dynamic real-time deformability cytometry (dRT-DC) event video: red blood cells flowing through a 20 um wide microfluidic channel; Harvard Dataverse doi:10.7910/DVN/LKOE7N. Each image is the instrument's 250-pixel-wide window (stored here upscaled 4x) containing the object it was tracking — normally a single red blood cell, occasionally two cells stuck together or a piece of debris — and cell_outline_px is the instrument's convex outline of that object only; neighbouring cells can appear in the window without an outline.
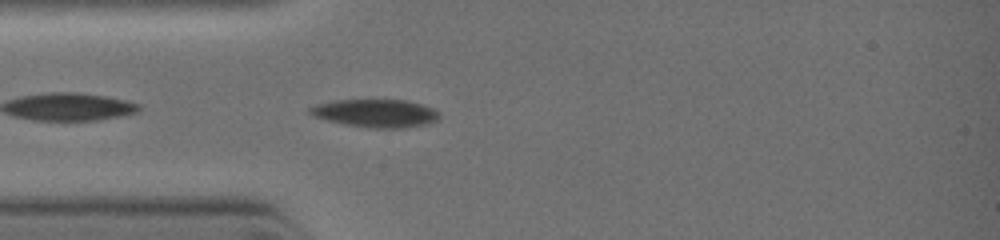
{"species": "common noctule bat (a hibernating species)", "species_latin": "Nyctalus noctula", "temperature_condition": "warm", "stored_images_in_passage": 24, "camera_frame_rate_fps": 3000, "um_per_image_px": 0.085, "animal": {"sex": "female", "body_mass_g": 19.0, "forearm_length_mm": 51.5}, "frame": {"image": 1, "passage_image": 8, "time_ms": 2.333, "image_size_px": [1000, 240], "cell_outline_px": [[440, 116], [436, 120], [424, 124], [404, 128], [372, 128], [344, 124], [328, 120], [316, 116], [308, 112], [308, 108], [316, 104], [332, 100], [404, 100], [420, 104], [432, 108], [440, 112]], "centroid_in_image_um": [31.92, 9.62], "position_along_channel_um": 53.1, "area_um2": 20.92}}
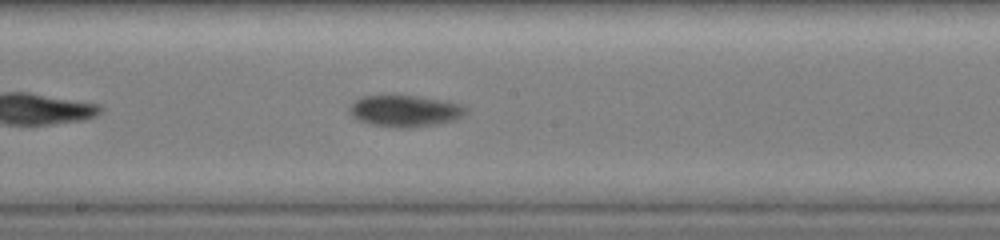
{"frame": {"image": 2, "passage_image": 17, "time_ms": 5.333, "image_size_px": [1000, 240], "cell_outline_px": [[468, 112], [464, 116], [452, 120], [436, 124], [412, 128], [396, 128], [368, 124], [352, 116], [348, 112], [348, 108], [360, 96], [416, 96], [444, 100], [460, 104]], "centroid_in_image_um": [34.4, 9.44], "position_along_channel_um": 213.8, "area_um2": 21.39}}
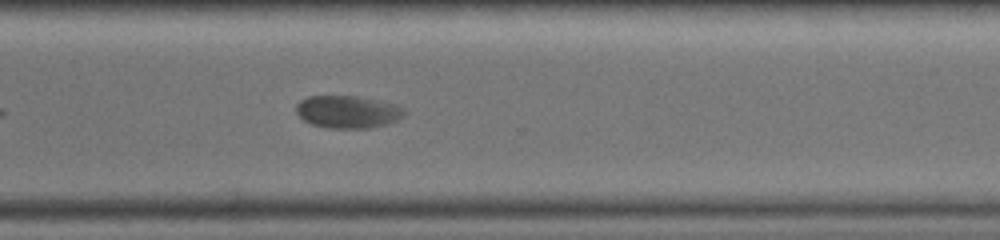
{"frame": {"image": 3, "passage_image": 24, "time_ms": 7.667, "image_size_px": [1000, 240], "cell_outline_px": [[400, 116], [392, 120], [368, 128], [328, 128], [312, 124], [304, 120], [296, 112], [296, 104], [300, 100], [308, 96], [352, 96], [388, 104], [396, 108], [400, 112]], "centroid_in_image_um": [29.32, 9.51], "position_along_channel_um": 341.3, "area_um2": 19.19}}